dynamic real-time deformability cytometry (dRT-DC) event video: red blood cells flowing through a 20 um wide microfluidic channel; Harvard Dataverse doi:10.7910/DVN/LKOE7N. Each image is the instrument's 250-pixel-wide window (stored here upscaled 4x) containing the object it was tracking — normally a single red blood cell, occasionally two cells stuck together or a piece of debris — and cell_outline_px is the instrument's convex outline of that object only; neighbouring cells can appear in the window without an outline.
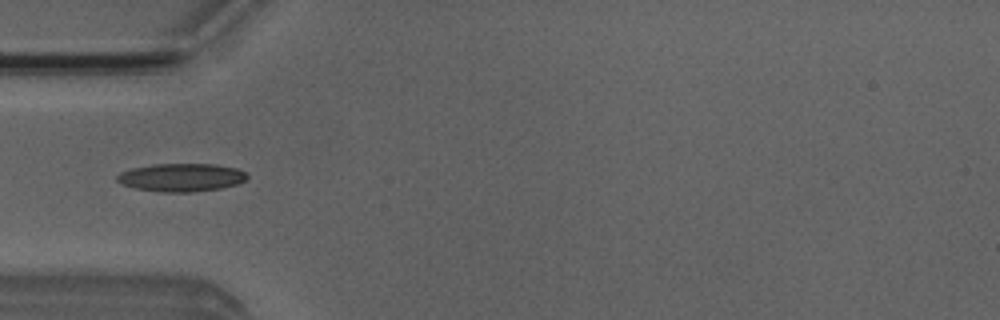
{"species": "Egyptian fruit bat (a non-hibernating species)", "species_latin": "Rousettus aegyptiacus", "temperature_condition": "room temperature", "stored_images_in_passage": 51, "camera_frame_rate_fps": 3000, "um_per_image_px": 0.085, "animal": {"sex": "male"}, "frame": {"image": 1, "passage_image": 16, "time_ms": 5.0, "image_size_px": [1000, 320], "cell_outline_px": [[248, 176], [244, 180], [236, 184], [220, 188], [192, 192], [160, 192], [136, 188], [120, 184], [116, 180], [116, 176], [120, 172], [132, 168], [152, 164], [212, 164], [236, 168], [244, 172]], "centroid_in_image_um": [15.36, 15.08], "position_along_channel_um": 69.6, "area_um2": 21.21}}
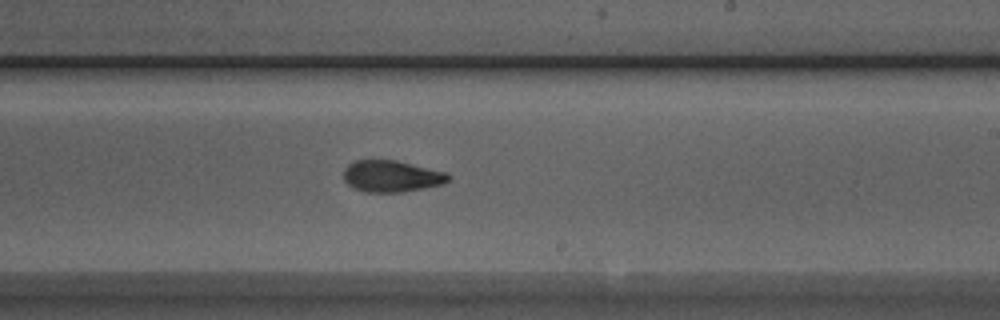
{"frame": {"image": 2, "passage_image": 30, "time_ms": 9.667, "image_size_px": [1000, 320], "cell_outline_px": [[448, 180], [444, 184], [404, 192], [368, 192], [352, 188], [344, 180], [344, 168], [352, 160], [396, 160], [448, 172]], "centroid_in_image_um": [33.27, 14.97], "position_along_channel_um": 255.7, "area_um2": 19.42}}
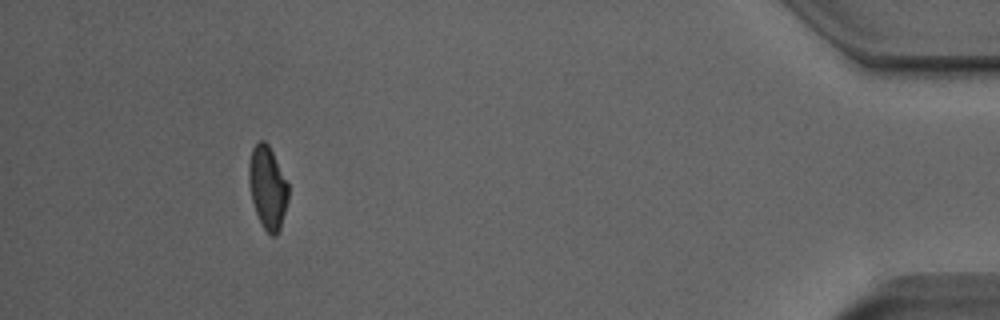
{"frame": {"image": 3, "passage_image": 47, "time_ms": 15.333, "image_size_px": [1000, 320], "cell_outline_px": [[288, 200], [280, 228], [276, 236], [272, 236], [260, 224], [252, 200], [248, 180], [248, 164], [252, 148], [260, 140], [264, 140], [268, 144], [288, 184]], "centroid_in_image_um": [22.73, 15.94], "position_along_channel_um": 412.5, "area_um2": 18.9}, "authors_computed_cell_mechanics": {"area_um2": 19.4208, "velocity_mm_per_s": 3.9725, "shape_relaxation_time_tau1_ms": 4.048, "shape_relaxation_time_tau2_ms": 2.3673, "deformation_change_tau1": 0.1335, "deformation_change_tau2": 0.0767}}